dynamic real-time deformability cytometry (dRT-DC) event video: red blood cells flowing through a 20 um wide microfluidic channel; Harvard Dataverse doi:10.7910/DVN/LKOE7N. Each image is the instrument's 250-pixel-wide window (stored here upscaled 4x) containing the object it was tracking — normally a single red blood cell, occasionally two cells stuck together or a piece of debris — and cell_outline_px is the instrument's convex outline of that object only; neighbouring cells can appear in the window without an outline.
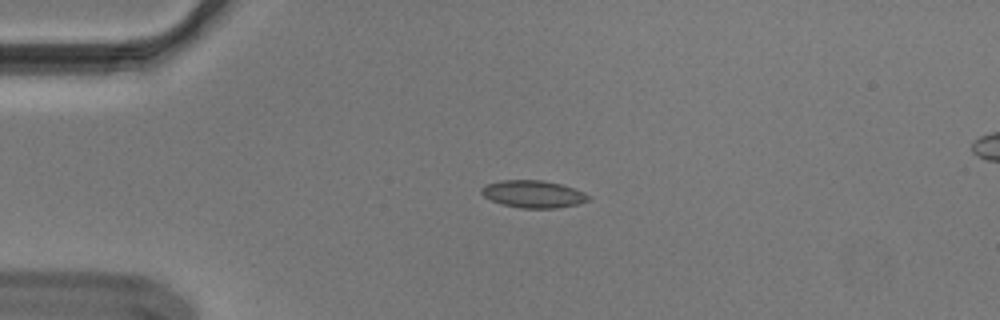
{"species": "Egyptian fruit bat (a non-hibernating species)", "species_latin": "Rousettus aegyptiacus", "temperature_condition": "cold", "stored_images_in_passage": 43, "camera_frame_rate_fps": 3000, "um_per_image_px": 0.085, "animal": {"sex": "male"}, "frame": {"image": 1, "passage_image": 1, "time_ms": 0.0, "image_size_px": [1000, 320], "cell_outline_px": [[588, 200], [576, 204], [556, 208], [520, 208], [504, 204], [492, 200], [484, 196], [480, 192], [480, 188], [488, 184], [500, 180], [540, 180], [560, 184], [584, 192], [588, 196]], "centroid_in_image_um": [45.29, 16.49], "position_along_channel_um": 39.7, "area_um2": 16.7}}
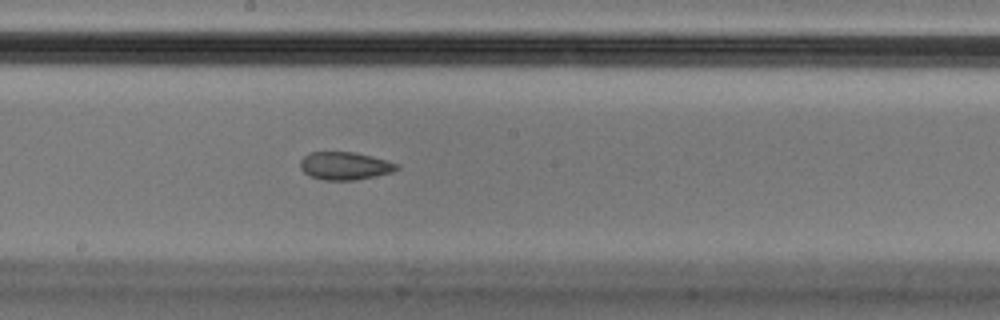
{"frame": {"image": 2, "passage_image": 18, "time_ms": 5.667, "image_size_px": [1000, 320], "cell_outline_px": [[400, 168], [392, 172], [376, 176], [356, 180], [324, 180], [308, 176], [300, 168], [300, 160], [304, 156], [312, 152], [356, 152], [400, 164]], "centroid_in_image_um": [29.32, 14.1], "position_along_channel_um": 218.9, "area_um2": 15.78}}
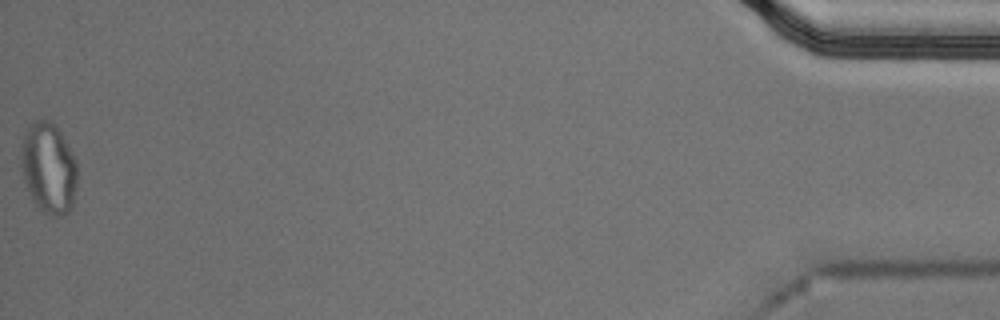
{"frame": {"image": 3, "passage_image": 43, "time_ms": 14.0, "image_size_px": [1000, 320], "cell_outline_px": [[76, 188], [72, 204], [68, 212], [60, 216], [52, 216], [44, 212], [32, 200], [24, 180], [20, 164], [20, 144], [24, 132], [36, 120], [48, 120], [60, 132], [76, 160]], "centroid_in_image_um": [4.1, 14.29], "position_along_channel_um": 431.1, "area_um2": 29.59}, "authors_computed_cell_mechanics": {"area_um2": 16.7042, "velocity_mm_per_s": 3.665, "shape_relaxation_time_tau1_ms": null, "shape_relaxation_time_tau2_ms": 2.6492, "deformation_change_tau1": null, "deformation_change_tau2": 0.0737}}